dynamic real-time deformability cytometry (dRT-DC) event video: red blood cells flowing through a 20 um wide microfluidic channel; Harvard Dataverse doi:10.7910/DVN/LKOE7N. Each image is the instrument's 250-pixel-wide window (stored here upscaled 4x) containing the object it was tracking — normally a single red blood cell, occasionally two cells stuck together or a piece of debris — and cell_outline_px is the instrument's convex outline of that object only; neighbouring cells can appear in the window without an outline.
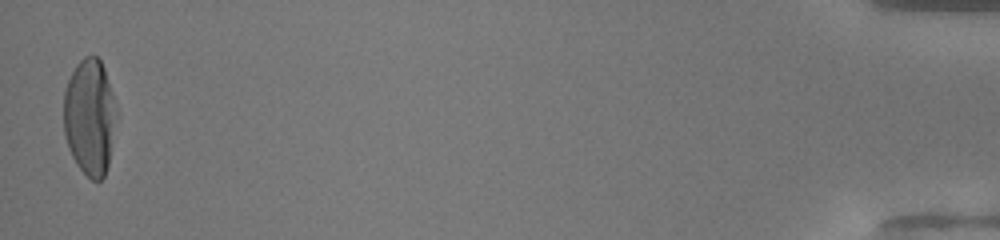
{"species": "human", "species_latin": "Homo sapiens", "temperature_condition": "warm", "stored_images_in_passage": 47, "camera_frame_rate_fps": 3000, "um_per_image_px": 0.085, "donor": {"sex": "female"}, "frame": {"image": 1, "passage_image": 47, "time_ms": 15.333, "image_size_px": [1000, 240], "cell_outline_px": [[120, 112], [108, 164], [104, 176], [100, 180], [92, 180], [76, 164], [68, 148], [64, 132], [64, 92], [68, 80], [76, 64], [84, 56], [96, 56], [100, 60], [104, 68]], "centroid_in_image_um": [7.67, 9.94], "position_along_channel_um": 427.5, "area_um2": 36.47}, "authors_computed_cell_mechanics": {"area_um2": 35.3158, "velocity_mm_per_s": 4.2199, "shape_relaxation_time_tau1_ms": 3.9278, "shape_relaxation_time_tau2_ms": null, "deformation_change_tau1": 0.2664, "deformation_change_tau2": null}}